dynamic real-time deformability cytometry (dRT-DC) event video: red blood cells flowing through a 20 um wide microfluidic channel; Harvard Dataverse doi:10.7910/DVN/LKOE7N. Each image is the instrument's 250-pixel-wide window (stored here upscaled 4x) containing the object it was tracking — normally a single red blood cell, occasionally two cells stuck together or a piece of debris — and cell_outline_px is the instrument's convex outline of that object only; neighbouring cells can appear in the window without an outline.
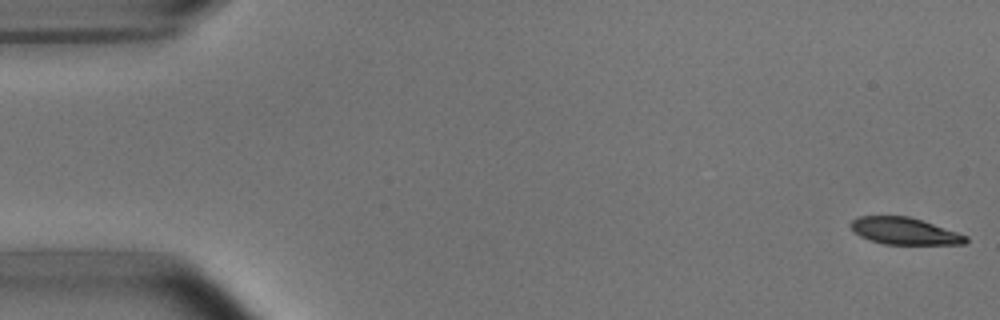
{"species": "common noctule bat (a hibernating species)", "species_latin": "Nyctalus noctula", "temperature_condition": "room temperature", "stored_images_in_passage": 53, "camera_frame_rate_fps": 3000, "um_per_image_px": 0.085, "animal": {"sex": "male", "body_mass_g": 15.6}, "frame": {"image": 1, "passage_image": 1, "time_ms": 0.0, "image_size_px": [1000, 320], "cell_outline_px": [[968, 240], [964, 244], [884, 244], [860, 236], [848, 224], [856, 216], [908, 216], [968, 236]], "centroid_in_image_um": [76.85, 19.64], "position_along_channel_um": 8.2, "area_um2": 17.74}}
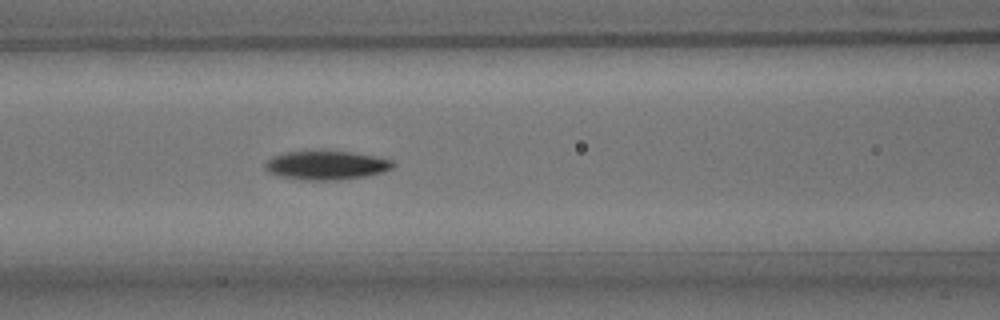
{"frame": {"image": 2, "passage_image": 22, "time_ms": 7.0, "image_size_px": [1000, 320], "cell_outline_px": [[396, 164], [392, 168], [384, 172], [364, 176], [340, 180], [304, 180], [280, 176], [268, 172], [264, 168], [264, 164], [272, 156], [284, 152], [348, 152], [372, 156], [392, 160]], "centroid_in_image_um": [27.72, 14.06], "position_along_channel_um": 138.9, "area_um2": 21.21}}
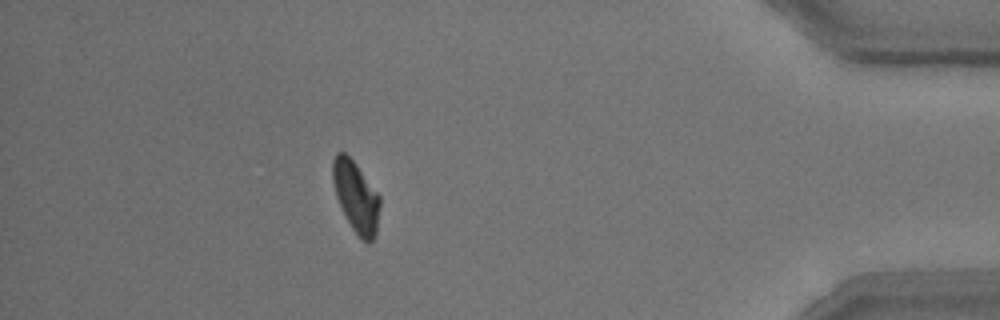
{"frame": {"image": 3, "passage_image": 47, "time_ms": 15.333, "image_size_px": [1000, 320], "cell_outline_px": [[380, 204], [376, 232], [372, 240], [368, 244], [352, 228], [336, 196], [332, 180], [332, 160], [336, 152], [344, 152], [356, 164], [380, 196]], "centroid_in_image_um": [30.25, 16.68], "position_along_channel_um": 405.0, "area_um2": 19.13}, "authors_computed_cell_mechanics": {"area_um2": 20.1722, "velocity_mm_per_s": 3.7735, "shape_relaxation_time_tau1_ms": 2.4451, "shape_relaxation_time_tau2_ms": 6.8365, "deformation_change_tau1": 0.1298, "deformation_change_tau2": 0.1117}}